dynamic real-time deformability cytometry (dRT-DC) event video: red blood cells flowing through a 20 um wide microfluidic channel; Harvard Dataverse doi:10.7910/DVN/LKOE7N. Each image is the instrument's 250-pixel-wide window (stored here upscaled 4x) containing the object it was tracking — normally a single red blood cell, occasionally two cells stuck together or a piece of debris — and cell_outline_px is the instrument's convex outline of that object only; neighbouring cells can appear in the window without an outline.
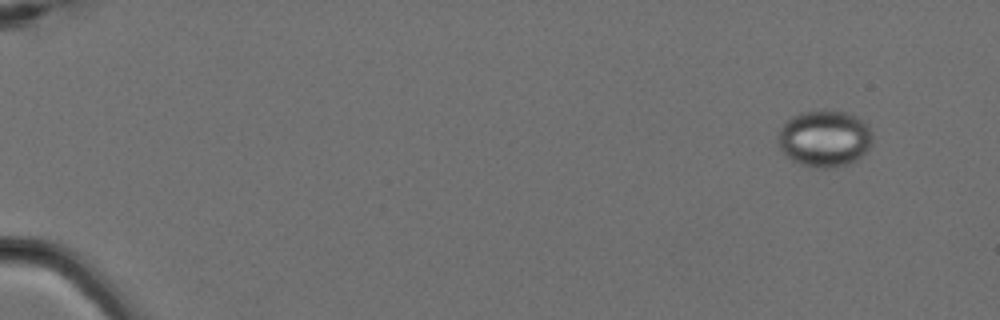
{"species": "Egyptian fruit bat (a non-hibernating species)", "species_latin": "Rousettus aegyptiacus", "temperature_condition": "cold", "stored_images_in_passage": 4, "camera_frame_rate_fps": 3000, "um_per_image_px": 0.085, "animal": {"sex": "female"}, "frame": {"image": 1, "passage_image": 1, "time_ms": 0.0, "image_size_px": [1000, 320], "cell_outline_px": [[872, 144], [856, 160], [848, 164], [832, 168], [816, 168], [800, 164], [784, 156], [780, 148], [776, 136], [780, 128], [792, 116], [800, 112], [844, 112], [856, 116], [868, 124], [872, 132]], "centroid_in_image_um": [70.07, 11.8], "position_along_channel_um": 14.9, "area_um2": 31.15}}